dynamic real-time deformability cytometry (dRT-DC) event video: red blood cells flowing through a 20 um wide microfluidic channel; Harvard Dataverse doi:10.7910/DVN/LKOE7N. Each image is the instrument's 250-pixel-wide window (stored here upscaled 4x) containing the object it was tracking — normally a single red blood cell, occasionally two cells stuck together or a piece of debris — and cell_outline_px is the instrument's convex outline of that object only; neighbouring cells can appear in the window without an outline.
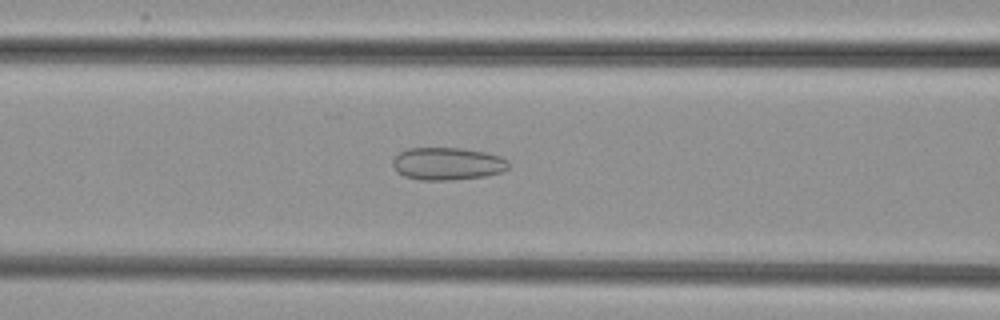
{"species": "common noctule bat (a hibernating species)", "species_latin": "Nyctalus noctula", "temperature_condition": "cold", "stored_images_in_passage": 39, "camera_frame_rate_fps": 3000, "um_per_image_px": 0.085, "animal": {"sex": "female", "body_mass_g": 29.2, "forearm_length_mm": 56.3}, "frame": {"image": 1, "passage_image": 8, "time_ms": 2.333, "image_size_px": [1000, 320], "cell_outline_px": [[508, 168], [500, 172], [484, 176], [452, 180], [420, 180], [404, 176], [396, 172], [392, 164], [392, 160], [400, 152], [408, 148], [464, 148], [484, 152], [500, 156], [508, 160]], "centroid_in_image_um": [38.0, 13.91], "position_along_channel_um": 128.6, "area_um2": 22.02}}
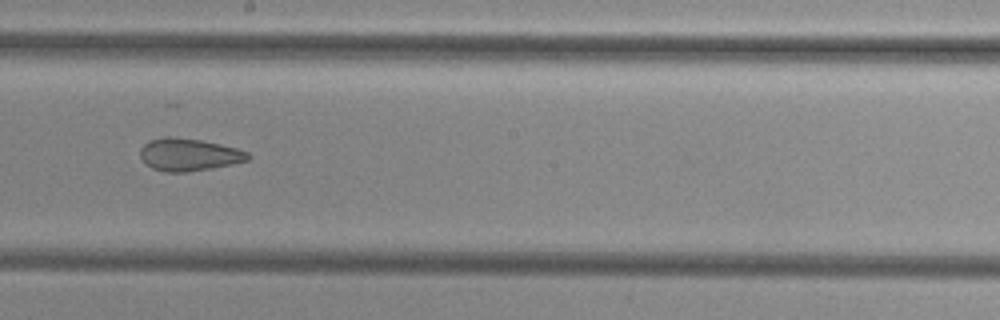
{"frame": {"image": 2, "passage_image": 16, "time_ms": 5.0, "image_size_px": [1000, 320], "cell_outline_px": [[252, 156], [248, 160], [232, 164], [212, 168], [188, 172], [164, 172], [152, 168], [140, 156], [140, 148], [144, 144], [152, 140], [164, 136], [168, 136], [200, 140], [220, 144], [236, 148], [248, 152]], "centroid_in_image_um": [16.07, 13.15], "position_along_channel_um": 232.1, "area_um2": 20.29}}
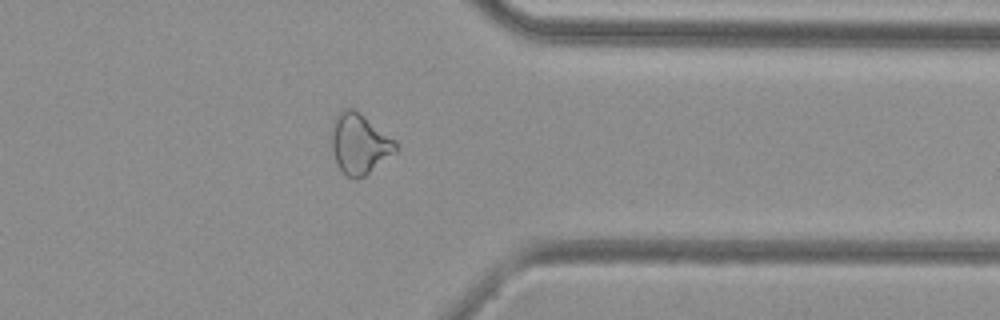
{"frame": {"image": 3, "passage_image": 28, "time_ms": 9.0, "image_size_px": [1000, 320], "cell_outline_px": [[400, 148], [396, 152], [364, 176], [352, 180], [336, 164], [332, 152], [332, 120], [344, 108], [352, 108], [364, 116], [396, 140]], "centroid_in_image_um": [30.56, 12.22], "position_along_channel_um": 380.8, "area_um2": 22.54}}